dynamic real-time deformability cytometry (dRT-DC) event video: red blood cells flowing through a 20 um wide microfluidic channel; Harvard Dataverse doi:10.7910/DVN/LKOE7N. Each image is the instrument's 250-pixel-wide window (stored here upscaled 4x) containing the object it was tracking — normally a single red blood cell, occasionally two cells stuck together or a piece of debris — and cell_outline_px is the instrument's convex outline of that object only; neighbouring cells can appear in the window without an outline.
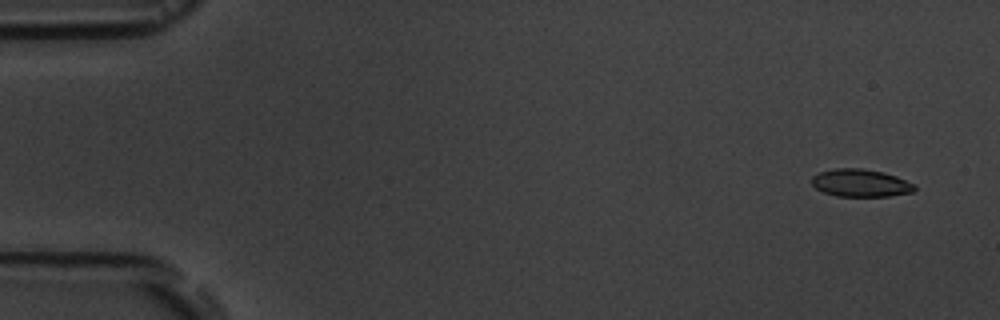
{"species": "common noctule bat (a hibernating species)", "species_latin": "Nyctalus noctula", "temperature_condition": "room temperature", "stored_images_in_passage": 5, "camera_frame_rate_fps": 3000, "um_per_image_px": 0.085, "animal": {"sex": "male", "body_mass_g": 19.5, "forearm_length_mm": 54.6}, "frame": {"image": 1, "passage_image": 1, "time_ms": 0.0, "image_size_px": [1000, 320], "cell_outline_px": [[916, 188], [912, 192], [888, 196], [836, 196], [824, 192], [816, 188], [812, 184], [812, 176], [820, 172], [832, 168], [860, 168], [884, 172], [896, 176], [916, 184]], "centroid_in_image_um": [73.16, 15.55], "position_along_channel_um": 11.8, "area_um2": 16.59}}
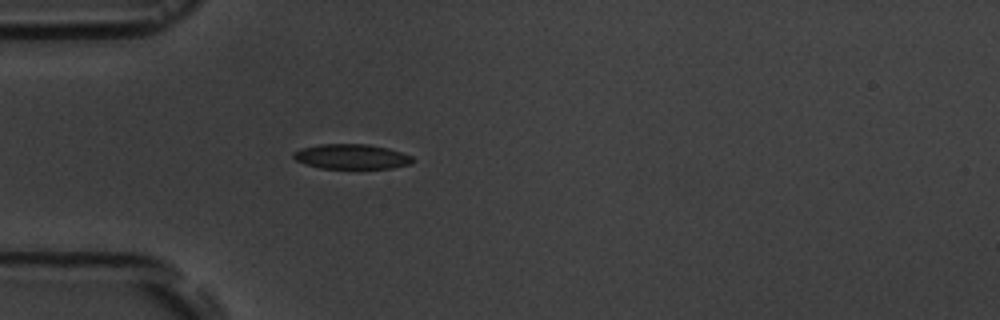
{"frame": {"image": 2, "passage_image": 5, "time_ms": 4.333, "image_size_px": [1000, 320], "cell_outline_px": [[416, 160], [408, 164], [392, 168], [320, 168], [304, 164], [296, 160], [292, 156], [292, 152], [304, 148], [320, 144], [368, 144], [388, 148], [412, 156]], "centroid_in_image_um": [29.87, 13.31], "position_along_channel_um": 55.1, "area_um2": 17.22}}